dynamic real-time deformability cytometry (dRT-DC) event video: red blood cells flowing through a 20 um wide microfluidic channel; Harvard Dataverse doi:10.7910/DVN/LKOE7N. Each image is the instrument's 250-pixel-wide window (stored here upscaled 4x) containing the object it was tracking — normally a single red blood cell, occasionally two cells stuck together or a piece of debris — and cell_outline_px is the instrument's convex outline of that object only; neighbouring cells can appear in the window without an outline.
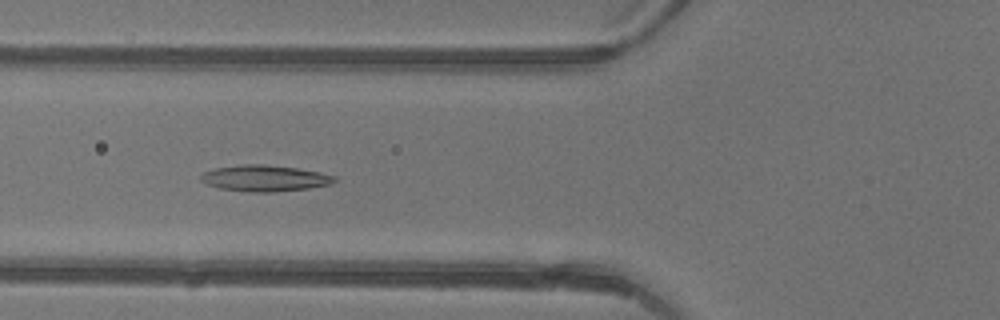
{"species": "common noctule bat (a hibernating species)", "species_latin": "Nyctalus noctula", "temperature_condition": "warm", "stored_images_in_passage": 35, "camera_frame_rate_fps": 3000, "um_per_image_px": 0.085, "animal": {"sex": "female"}, "frame": {"image": 1, "passage_image": 9, "time_ms": 2.667, "image_size_px": [1000, 320], "cell_outline_px": [[336, 180], [332, 184], [308, 188], [272, 192], [248, 192], [220, 188], [208, 184], [200, 180], [200, 176], [204, 172], [216, 168], [240, 164], [260, 164], [296, 168], [320, 172], [336, 176]], "centroid_in_image_um": [22.51, 15.15], "position_along_channel_um": 103.3, "area_um2": 20.29}}
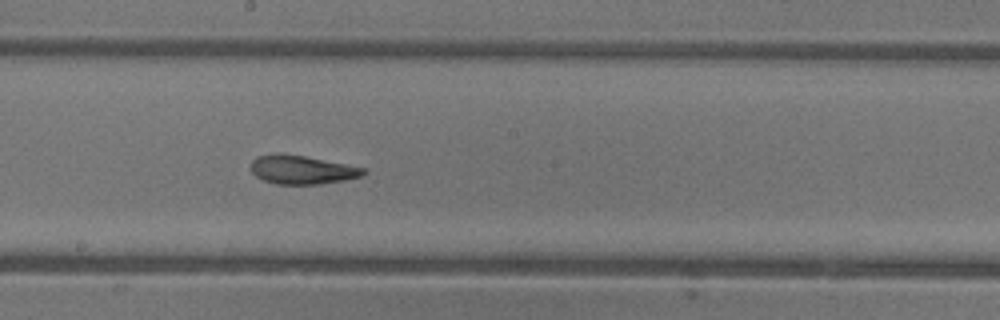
{"frame": {"image": 2, "passage_image": 17, "time_ms": 5.333, "image_size_px": [1000, 320], "cell_outline_px": [[368, 172], [360, 176], [344, 180], [320, 184], [276, 184], [264, 180], [256, 176], [252, 172], [252, 160], [256, 156], [276, 152], [280, 152], [304, 156], [364, 168]], "centroid_in_image_um": [25.62, 14.42], "position_along_channel_um": 222.6, "area_um2": 18.73}}
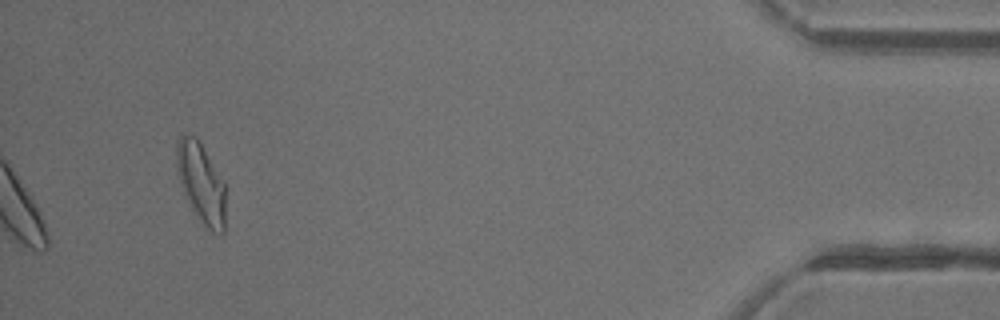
{"frame": {"image": 3, "passage_image": 35, "time_ms": 11.333, "image_size_px": [1000, 320], "cell_outline_px": [[224, 232], [212, 232], [204, 228], [184, 196], [176, 164], [176, 140], [180, 132], [184, 132], [196, 136], [224, 180]], "centroid_in_image_um": [17.06, 15.5], "position_along_channel_um": 418.1, "area_um2": 23.12}, "authors_computed_cell_mechanics": {"area_um2": 20.0566, "velocity_mm_per_s": 4.4728, "shape_relaxation_time_tau1_ms": 6.3914, "shape_relaxation_time_tau2_ms": 1.7628, "deformation_change_tau1": 0.2283, "deformation_change_tau2": 0.0976}}